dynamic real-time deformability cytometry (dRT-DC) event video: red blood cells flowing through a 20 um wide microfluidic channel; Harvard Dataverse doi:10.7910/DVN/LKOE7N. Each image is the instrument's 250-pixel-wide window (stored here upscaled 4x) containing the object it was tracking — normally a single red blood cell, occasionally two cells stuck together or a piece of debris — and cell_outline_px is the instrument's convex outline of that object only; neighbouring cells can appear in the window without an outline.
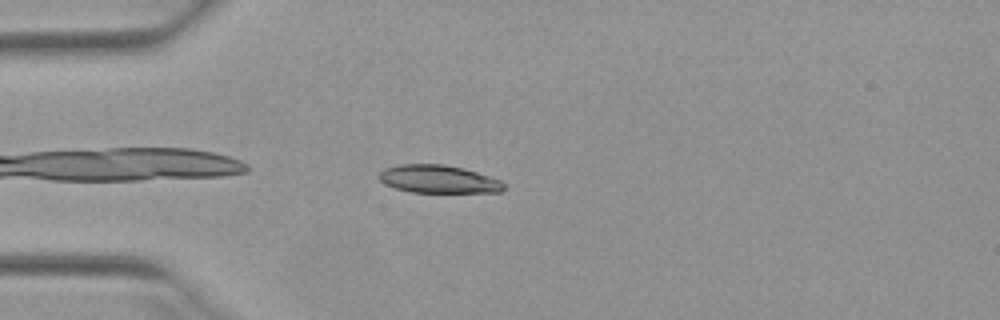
{"species": "Egyptian fruit bat (a non-hibernating species)", "species_latin": "Rousettus aegyptiacus", "temperature_condition": "warm", "stored_images_in_passage": 39, "camera_frame_rate_fps": 3000, "um_per_image_px": 0.085, "animal": {"sex": "female"}, "frame": {"image": 1, "passage_image": 2, "time_ms": 0.333, "image_size_px": [1000, 320], "cell_outline_px": [[504, 188], [500, 192], [412, 192], [396, 188], [384, 184], [376, 176], [384, 168], [400, 164], [444, 164], [464, 168], [500, 180], [504, 184]], "centroid_in_image_um": [37.22, 15.22], "position_along_channel_um": 47.8, "area_um2": 20.29}}
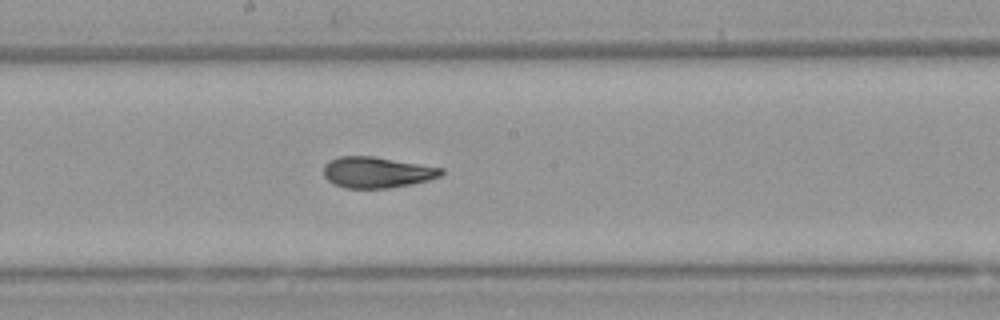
{"frame": {"image": 2, "passage_image": 16, "time_ms": 5.0, "image_size_px": [1000, 320], "cell_outline_px": [[444, 172], [440, 176], [428, 180], [412, 184], [388, 188], [344, 188], [328, 180], [324, 176], [324, 164], [340, 156], [372, 156], [444, 168]], "centroid_in_image_um": [32.05, 14.65], "position_along_channel_um": 216.2, "area_um2": 21.1}}
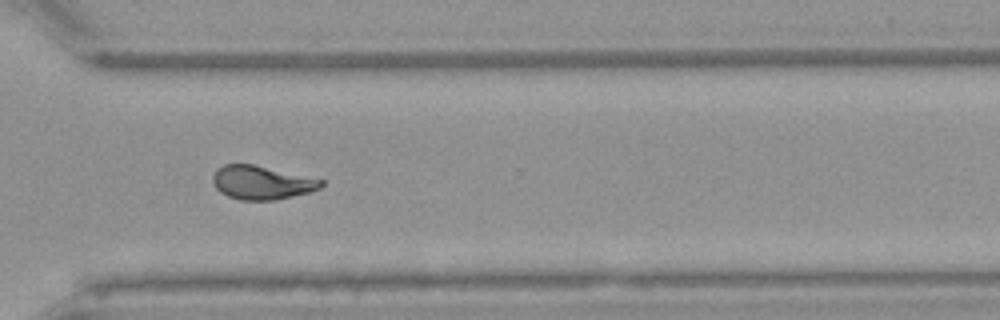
{"frame": {"image": 3, "passage_image": 26, "time_ms": 8.333, "image_size_px": [1000, 320], "cell_outline_px": [[324, 184], [320, 188], [308, 192], [276, 200], [240, 200], [228, 196], [220, 192], [216, 188], [212, 180], [212, 176], [216, 168], [224, 164], [252, 164], [324, 180]], "centroid_in_image_um": [22.21, 15.52], "position_along_channel_um": 348.4, "area_um2": 21.15}, "authors_computed_cell_mechanics": {"area_um2": 21.4438, "velocity_mm_per_s": 3.9635, "shape_relaxation_time_tau1_ms": 7.6711, "shape_relaxation_time_tau2_ms": 0.9869, "deformation_change_tau1": 0.2075, "deformation_change_tau2": 0.0586}}